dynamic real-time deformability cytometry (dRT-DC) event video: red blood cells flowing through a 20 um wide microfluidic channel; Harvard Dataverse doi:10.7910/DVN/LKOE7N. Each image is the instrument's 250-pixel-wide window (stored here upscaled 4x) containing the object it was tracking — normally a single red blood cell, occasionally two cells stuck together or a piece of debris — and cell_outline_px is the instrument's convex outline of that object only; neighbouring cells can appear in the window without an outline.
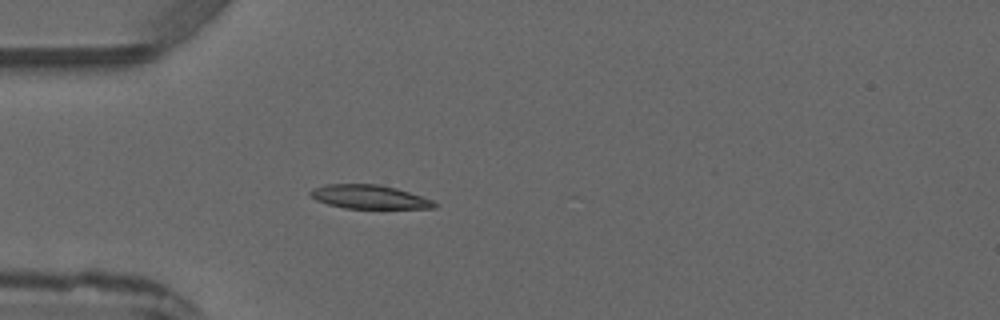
{"species": "common noctule bat (a hibernating species)", "species_latin": "Nyctalus noctula", "temperature_condition": "warm", "stored_images_in_passage": 1, "camera_frame_rate_fps": 3000, "um_per_image_px": 0.085, "animal": {"sex": "male", "forearm_length_mm": 52.5}, "frame": {"image": 1, "passage_image": 1, "time_ms": 0.0, "image_size_px": [1000, 320], "cell_outline_px": [[440, 204], [436, 208], [344, 208], [328, 204], [316, 200], [308, 192], [312, 188], [324, 184], [376, 184], [396, 188], [432, 200]], "centroid_in_image_um": [31.37, 16.73], "position_along_channel_um": 53.6, "area_um2": 17.11}}